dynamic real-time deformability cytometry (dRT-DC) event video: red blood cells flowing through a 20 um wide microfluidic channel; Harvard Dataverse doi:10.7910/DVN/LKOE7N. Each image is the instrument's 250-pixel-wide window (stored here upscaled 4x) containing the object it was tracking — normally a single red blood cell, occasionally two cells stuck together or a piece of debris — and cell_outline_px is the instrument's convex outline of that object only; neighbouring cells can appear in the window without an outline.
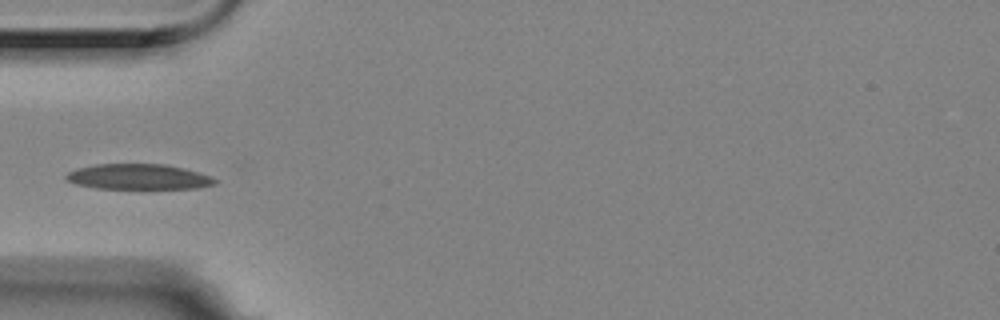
{"species": "Egyptian fruit bat (a non-hibernating species)", "species_latin": "Rousettus aegyptiacus", "temperature_condition": "room temperature", "stored_images_in_passage": 10, "camera_frame_rate_fps": 3000, "um_per_image_px": 0.085, "animal": {"sex": "female"}, "frame": {"image": 1, "passage_image": 3, "time_ms": 0.667, "image_size_px": [1000, 320], "cell_outline_px": [[220, 180], [216, 184], [196, 188], [96, 188], [76, 184], [68, 180], [64, 176], [68, 172], [76, 168], [96, 164], [164, 164], [184, 168], [212, 176]], "centroid_in_image_um": [11.8, 15.02], "position_along_channel_um": 73.2, "area_um2": 22.02}}
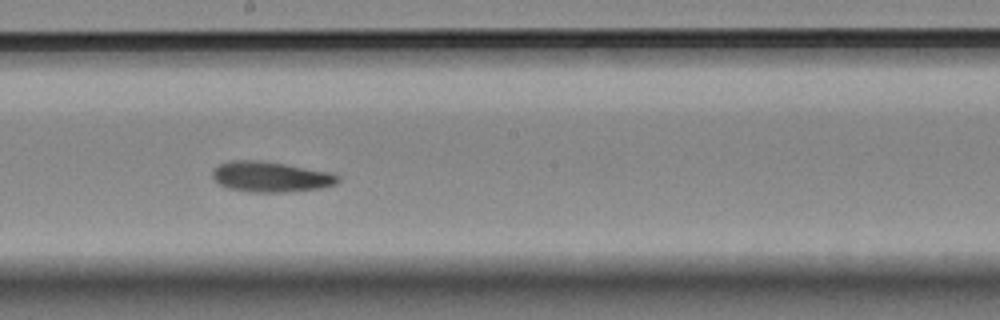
{"frame": {"image": 2, "passage_image": 7, "time_ms": 2.0, "image_size_px": [1000, 320], "cell_outline_px": [[340, 180], [336, 184], [320, 188], [284, 192], [248, 192], [228, 188], [220, 184], [212, 176], [212, 168], [228, 160], [256, 160], [284, 164], [332, 172], [340, 176]], "centroid_in_image_um": [23.0, 15.02], "position_along_channel_um": 225.2, "area_um2": 22.31}}
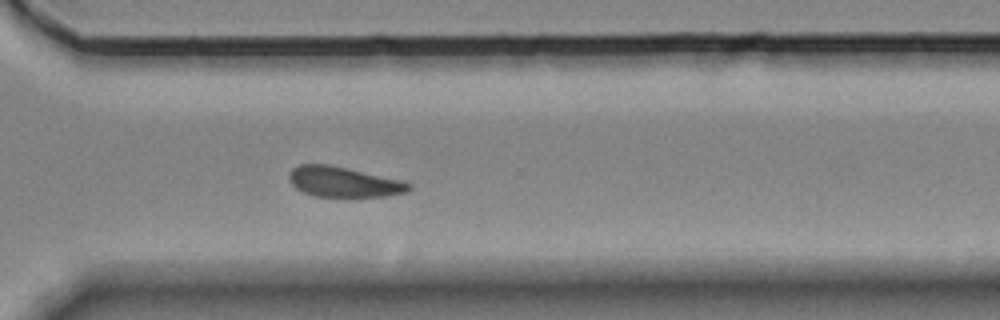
{"frame": {"image": 3, "passage_image": 10, "time_ms": 3.0, "image_size_px": [1000, 320], "cell_outline_px": [[412, 188], [408, 192], [388, 196], [316, 196], [304, 192], [296, 188], [292, 184], [288, 176], [292, 168], [300, 164], [328, 164], [404, 180], [412, 184]], "centroid_in_image_um": [29.26, 15.45], "position_along_channel_um": 341.3, "area_um2": 21.15}}